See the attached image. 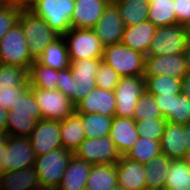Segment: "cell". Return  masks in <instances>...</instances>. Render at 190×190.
<instances>
[{
	"mask_svg": "<svg viewBox=\"0 0 190 190\" xmlns=\"http://www.w3.org/2000/svg\"><path fill=\"white\" fill-rule=\"evenodd\" d=\"M17 22L22 28L29 54L34 60H37L44 49L60 37L42 18L27 7L22 8Z\"/></svg>",
	"mask_w": 190,
	"mask_h": 190,
	"instance_id": "cell-1",
	"label": "cell"
},
{
	"mask_svg": "<svg viewBox=\"0 0 190 190\" xmlns=\"http://www.w3.org/2000/svg\"><path fill=\"white\" fill-rule=\"evenodd\" d=\"M26 7L60 36L71 28L75 0H32Z\"/></svg>",
	"mask_w": 190,
	"mask_h": 190,
	"instance_id": "cell-2",
	"label": "cell"
},
{
	"mask_svg": "<svg viewBox=\"0 0 190 190\" xmlns=\"http://www.w3.org/2000/svg\"><path fill=\"white\" fill-rule=\"evenodd\" d=\"M146 56L118 43L104 47L102 61L112 67L121 77L144 76Z\"/></svg>",
	"mask_w": 190,
	"mask_h": 190,
	"instance_id": "cell-3",
	"label": "cell"
},
{
	"mask_svg": "<svg viewBox=\"0 0 190 190\" xmlns=\"http://www.w3.org/2000/svg\"><path fill=\"white\" fill-rule=\"evenodd\" d=\"M63 38L70 61L103 57L104 46L93 29L70 28Z\"/></svg>",
	"mask_w": 190,
	"mask_h": 190,
	"instance_id": "cell-4",
	"label": "cell"
},
{
	"mask_svg": "<svg viewBox=\"0 0 190 190\" xmlns=\"http://www.w3.org/2000/svg\"><path fill=\"white\" fill-rule=\"evenodd\" d=\"M73 152L57 148L47 154L36 156L34 168L39 176L40 185L58 187Z\"/></svg>",
	"mask_w": 190,
	"mask_h": 190,
	"instance_id": "cell-5",
	"label": "cell"
},
{
	"mask_svg": "<svg viewBox=\"0 0 190 190\" xmlns=\"http://www.w3.org/2000/svg\"><path fill=\"white\" fill-rule=\"evenodd\" d=\"M27 46L25 35L17 22L0 41V64L29 69L35 60L29 54Z\"/></svg>",
	"mask_w": 190,
	"mask_h": 190,
	"instance_id": "cell-6",
	"label": "cell"
},
{
	"mask_svg": "<svg viewBox=\"0 0 190 190\" xmlns=\"http://www.w3.org/2000/svg\"><path fill=\"white\" fill-rule=\"evenodd\" d=\"M188 40L187 26L175 24L157 27L147 56L184 53Z\"/></svg>",
	"mask_w": 190,
	"mask_h": 190,
	"instance_id": "cell-7",
	"label": "cell"
},
{
	"mask_svg": "<svg viewBox=\"0 0 190 190\" xmlns=\"http://www.w3.org/2000/svg\"><path fill=\"white\" fill-rule=\"evenodd\" d=\"M146 90L144 76L121 77L114 91L115 116L133 118L138 99Z\"/></svg>",
	"mask_w": 190,
	"mask_h": 190,
	"instance_id": "cell-8",
	"label": "cell"
},
{
	"mask_svg": "<svg viewBox=\"0 0 190 190\" xmlns=\"http://www.w3.org/2000/svg\"><path fill=\"white\" fill-rule=\"evenodd\" d=\"M70 62L73 75L71 103L75 106L96 87V73L102 58L81 59Z\"/></svg>",
	"mask_w": 190,
	"mask_h": 190,
	"instance_id": "cell-9",
	"label": "cell"
},
{
	"mask_svg": "<svg viewBox=\"0 0 190 190\" xmlns=\"http://www.w3.org/2000/svg\"><path fill=\"white\" fill-rule=\"evenodd\" d=\"M74 155L92 165L115 164L122 157L109 135L102 138H86Z\"/></svg>",
	"mask_w": 190,
	"mask_h": 190,
	"instance_id": "cell-10",
	"label": "cell"
},
{
	"mask_svg": "<svg viewBox=\"0 0 190 190\" xmlns=\"http://www.w3.org/2000/svg\"><path fill=\"white\" fill-rule=\"evenodd\" d=\"M43 119L63 121L75 111V106L58 89L47 90L31 87Z\"/></svg>",
	"mask_w": 190,
	"mask_h": 190,
	"instance_id": "cell-11",
	"label": "cell"
},
{
	"mask_svg": "<svg viewBox=\"0 0 190 190\" xmlns=\"http://www.w3.org/2000/svg\"><path fill=\"white\" fill-rule=\"evenodd\" d=\"M36 160L32 144L27 136H9L3 159V172L17 171L34 166Z\"/></svg>",
	"mask_w": 190,
	"mask_h": 190,
	"instance_id": "cell-12",
	"label": "cell"
},
{
	"mask_svg": "<svg viewBox=\"0 0 190 190\" xmlns=\"http://www.w3.org/2000/svg\"><path fill=\"white\" fill-rule=\"evenodd\" d=\"M28 137L36 156L47 154L57 148H63L60 121L39 120Z\"/></svg>",
	"mask_w": 190,
	"mask_h": 190,
	"instance_id": "cell-13",
	"label": "cell"
},
{
	"mask_svg": "<svg viewBox=\"0 0 190 190\" xmlns=\"http://www.w3.org/2000/svg\"><path fill=\"white\" fill-rule=\"evenodd\" d=\"M124 28L118 8L114 3H110L92 29L105 47L121 43Z\"/></svg>",
	"mask_w": 190,
	"mask_h": 190,
	"instance_id": "cell-14",
	"label": "cell"
},
{
	"mask_svg": "<svg viewBox=\"0 0 190 190\" xmlns=\"http://www.w3.org/2000/svg\"><path fill=\"white\" fill-rule=\"evenodd\" d=\"M187 73L184 53L146 56L145 58L144 76L169 75L170 77L182 79Z\"/></svg>",
	"mask_w": 190,
	"mask_h": 190,
	"instance_id": "cell-15",
	"label": "cell"
},
{
	"mask_svg": "<svg viewBox=\"0 0 190 190\" xmlns=\"http://www.w3.org/2000/svg\"><path fill=\"white\" fill-rule=\"evenodd\" d=\"M116 99L113 90L98 87L75 105L76 113H99L108 117L115 116Z\"/></svg>",
	"mask_w": 190,
	"mask_h": 190,
	"instance_id": "cell-16",
	"label": "cell"
},
{
	"mask_svg": "<svg viewBox=\"0 0 190 190\" xmlns=\"http://www.w3.org/2000/svg\"><path fill=\"white\" fill-rule=\"evenodd\" d=\"M108 5L106 0H75L71 28L92 29Z\"/></svg>",
	"mask_w": 190,
	"mask_h": 190,
	"instance_id": "cell-17",
	"label": "cell"
},
{
	"mask_svg": "<svg viewBox=\"0 0 190 190\" xmlns=\"http://www.w3.org/2000/svg\"><path fill=\"white\" fill-rule=\"evenodd\" d=\"M109 138L114 142L121 156H125L139 138L135 120L114 116Z\"/></svg>",
	"mask_w": 190,
	"mask_h": 190,
	"instance_id": "cell-18",
	"label": "cell"
},
{
	"mask_svg": "<svg viewBox=\"0 0 190 190\" xmlns=\"http://www.w3.org/2000/svg\"><path fill=\"white\" fill-rule=\"evenodd\" d=\"M117 164L118 185L124 190H147L144 164L122 156Z\"/></svg>",
	"mask_w": 190,
	"mask_h": 190,
	"instance_id": "cell-19",
	"label": "cell"
},
{
	"mask_svg": "<svg viewBox=\"0 0 190 190\" xmlns=\"http://www.w3.org/2000/svg\"><path fill=\"white\" fill-rule=\"evenodd\" d=\"M184 125L167 122L161 136L162 154L172 160L184 159L187 154Z\"/></svg>",
	"mask_w": 190,
	"mask_h": 190,
	"instance_id": "cell-20",
	"label": "cell"
},
{
	"mask_svg": "<svg viewBox=\"0 0 190 190\" xmlns=\"http://www.w3.org/2000/svg\"><path fill=\"white\" fill-rule=\"evenodd\" d=\"M156 29L149 20L125 27L121 43L147 56Z\"/></svg>",
	"mask_w": 190,
	"mask_h": 190,
	"instance_id": "cell-21",
	"label": "cell"
},
{
	"mask_svg": "<svg viewBox=\"0 0 190 190\" xmlns=\"http://www.w3.org/2000/svg\"><path fill=\"white\" fill-rule=\"evenodd\" d=\"M91 167L92 164L73 154L58 186V190H83L86 188Z\"/></svg>",
	"mask_w": 190,
	"mask_h": 190,
	"instance_id": "cell-22",
	"label": "cell"
},
{
	"mask_svg": "<svg viewBox=\"0 0 190 190\" xmlns=\"http://www.w3.org/2000/svg\"><path fill=\"white\" fill-rule=\"evenodd\" d=\"M0 185L3 190H32L40 185V182L34 166H31L0 173Z\"/></svg>",
	"mask_w": 190,
	"mask_h": 190,
	"instance_id": "cell-23",
	"label": "cell"
},
{
	"mask_svg": "<svg viewBox=\"0 0 190 190\" xmlns=\"http://www.w3.org/2000/svg\"><path fill=\"white\" fill-rule=\"evenodd\" d=\"M60 136L63 148L73 153L86 139L81 116L75 111L63 121H60Z\"/></svg>",
	"mask_w": 190,
	"mask_h": 190,
	"instance_id": "cell-24",
	"label": "cell"
},
{
	"mask_svg": "<svg viewBox=\"0 0 190 190\" xmlns=\"http://www.w3.org/2000/svg\"><path fill=\"white\" fill-rule=\"evenodd\" d=\"M172 159L160 154L144 164L146 189L147 190H164L165 181L170 169Z\"/></svg>",
	"mask_w": 190,
	"mask_h": 190,
	"instance_id": "cell-25",
	"label": "cell"
},
{
	"mask_svg": "<svg viewBox=\"0 0 190 190\" xmlns=\"http://www.w3.org/2000/svg\"><path fill=\"white\" fill-rule=\"evenodd\" d=\"M37 61L44 66L55 70H63L70 67L69 53L63 36H60L48 45Z\"/></svg>",
	"mask_w": 190,
	"mask_h": 190,
	"instance_id": "cell-26",
	"label": "cell"
},
{
	"mask_svg": "<svg viewBox=\"0 0 190 190\" xmlns=\"http://www.w3.org/2000/svg\"><path fill=\"white\" fill-rule=\"evenodd\" d=\"M114 4L125 27L148 20L149 0H118Z\"/></svg>",
	"mask_w": 190,
	"mask_h": 190,
	"instance_id": "cell-27",
	"label": "cell"
},
{
	"mask_svg": "<svg viewBox=\"0 0 190 190\" xmlns=\"http://www.w3.org/2000/svg\"><path fill=\"white\" fill-rule=\"evenodd\" d=\"M117 181V164L92 165L86 188L92 190H110Z\"/></svg>",
	"mask_w": 190,
	"mask_h": 190,
	"instance_id": "cell-28",
	"label": "cell"
},
{
	"mask_svg": "<svg viewBox=\"0 0 190 190\" xmlns=\"http://www.w3.org/2000/svg\"><path fill=\"white\" fill-rule=\"evenodd\" d=\"M59 71L41 65L37 60L28 69V83L30 87L47 90L58 89Z\"/></svg>",
	"mask_w": 190,
	"mask_h": 190,
	"instance_id": "cell-29",
	"label": "cell"
},
{
	"mask_svg": "<svg viewBox=\"0 0 190 190\" xmlns=\"http://www.w3.org/2000/svg\"><path fill=\"white\" fill-rule=\"evenodd\" d=\"M148 20L156 27L177 24L173 0H149Z\"/></svg>",
	"mask_w": 190,
	"mask_h": 190,
	"instance_id": "cell-30",
	"label": "cell"
},
{
	"mask_svg": "<svg viewBox=\"0 0 190 190\" xmlns=\"http://www.w3.org/2000/svg\"><path fill=\"white\" fill-rule=\"evenodd\" d=\"M81 116L86 138H102L109 135L113 117L99 113H77Z\"/></svg>",
	"mask_w": 190,
	"mask_h": 190,
	"instance_id": "cell-31",
	"label": "cell"
},
{
	"mask_svg": "<svg viewBox=\"0 0 190 190\" xmlns=\"http://www.w3.org/2000/svg\"><path fill=\"white\" fill-rule=\"evenodd\" d=\"M145 88L153 95H178L182 93V80L169 75L144 76Z\"/></svg>",
	"mask_w": 190,
	"mask_h": 190,
	"instance_id": "cell-32",
	"label": "cell"
},
{
	"mask_svg": "<svg viewBox=\"0 0 190 190\" xmlns=\"http://www.w3.org/2000/svg\"><path fill=\"white\" fill-rule=\"evenodd\" d=\"M164 190H190V169L184 159L172 160Z\"/></svg>",
	"mask_w": 190,
	"mask_h": 190,
	"instance_id": "cell-33",
	"label": "cell"
},
{
	"mask_svg": "<svg viewBox=\"0 0 190 190\" xmlns=\"http://www.w3.org/2000/svg\"><path fill=\"white\" fill-rule=\"evenodd\" d=\"M160 154H162L160 141L139 136L133 147L125 154V157L140 164H146Z\"/></svg>",
	"mask_w": 190,
	"mask_h": 190,
	"instance_id": "cell-34",
	"label": "cell"
},
{
	"mask_svg": "<svg viewBox=\"0 0 190 190\" xmlns=\"http://www.w3.org/2000/svg\"><path fill=\"white\" fill-rule=\"evenodd\" d=\"M7 115L29 116L37 122L43 119L40 107L30 86L16 97L14 106H11V110L8 111Z\"/></svg>",
	"mask_w": 190,
	"mask_h": 190,
	"instance_id": "cell-35",
	"label": "cell"
},
{
	"mask_svg": "<svg viewBox=\"0 0 190 190\" xmlns=\"http://www.w3.org/2000/svg\"><path fill=\"white\" fill-rule=\"evenodd\" d=\"M16 86H29L28 69L0 64V88H12Z\"/></svg>",
	"mask_w": 190,
	"mask_h": 190,
	"instance_id": "cell-36",
	"label": "cell"
},
{
	"mask_svg": "<svg viewBox=\"0 0 190 190\" xmlns=\"http://www.w3.org/2000/svg\"><path fill=\"white\" fill-rule=\"evenodd\" d=\"M165 119L154 95L145 90L138 99L133 115L134 120Z\"/></svg>",
	"mask_w": 190,
	"mask_h": 190,
	"instance_id": "cell-37",
	"label": "cell"
},
{
	"mask_svg": "<svg viewBox=\"0 0 190 190\" xmlns=\"http://www.w3.org/2000/svg\"><path fill=\"white\" fill-rule=\"evenodd\" d=\"M164 118L172 124L186 125L190 123V98L183 93L174 95L171 110Z\"/></svg>",
	"mask_w": 190,
	"mask_h": 190,
	"instance_id": "cell-38",
	"label": "cell"
},
{
	"mask_svg": "<svg viewBox=\"0 0 190 190\" xmlns=\"http://www.w3.org/2000/svg\"><path fill=\"white\" fill-rule=\"evenodd\" d=\"M24 6L18 3L2 2L0 4V41L3 36L17 23Z\"/></svg>",
	"mask_w": 190,
	"mask_h": 190,
	"instance_id": "cell-39",
	"label": "cell"
},
{
	"mask_svg": "<svg viewBox=\"0 0 190 190\" xmlns=\"http://www.w3.org/2000/svg\"><path fill=\"white\" fill-rule=\"evenodd\" d=\"M7 129L9 136H29L37 121L29 116L7 115Z\"/></svg>",
	"mask_w": 190,
	"mask_h": 190,
	"instance_id": "cell-40",
	"label": "cell"
},
{
	"mask_svg": "<svg viewBox=\"0 0 190 190\" xmlns=\"http://www.w3.org/2000/svg\"><path fill=\"white\" fill-rule=\"evenodd\" d=\"M139 136L146 139L160 141L164 132L166 119L135 120Z\"/></svg>",
	"mask_w": 190,
	"mask_h": 190,
	"instance_id": "cell-41",
	"label": "cell"
},
{
	"mask_svg": "<svg viewBox=\"0 0 190 190\" xmlns=\"http://www.w3.org/2000/svg\"><path fill=\"white\" fill-rule=\"evenodd\" d=\"M121 76L103 61L96 73V87L105 90H114Z\"/></svg>",
	"mask_w": 190,
	"mask_h": 190,
	"instance_id": "cell-42",
	"label": "cell"
},
{
	"mask_svg": "<svg viewBox=\"0 0 190 190\" xmlns=\"http://www.w3.org/2000/svg\"><path fill=\"white\" fill-rule=\"evenodd\" d=\"M29 86H16L12 88H0V106L7 112L14 106L16 97L24 92Z\"/></svg>",
	"mask_w": 190,
	"mask_h": 190,
	"instance_id": "cell-43",
	"label": "cell"
},
{
	"mask_svg": "<svg viewBox=\"0 0 190 190\" xmlns=\"http://www.w3.org/2000/svg\"><path fill=\"white\" fill-rule=\"evenodd\" d=\"M177 24L188 26L190 24V0H173Z\"/></svg>",
	"mask_w": 190,
	"mask_h": 190,
	"instance_id": "cell-44",
	"label": "cell"
},
{
	"mask_svg": "<svg viewBox=\"0 0 190 190\" xmlns=\"http://www.w3.org/2000/svg\"><path fill=\"white\" fill-rule=\"evenodd\" d=\"M73 86V75L71 73V69L66 68L63 70H59V78H58V90L63 93L67 98L71 101V91Z\"/></svg>",
	"mask_w": 190,
	"mask_h": 190,
	"instance_id": "cell-45",
	"label": "cell"
},
{
	"mask_svg": "<svg viewBox=\"0 0 190 190\" xmlns=\"http://www.w3.org/2000/svg\"><path fill=\"white\" fill-rule=\"evenodd\" d=\"M161 113L165 117L171 110L172 99L174 95H154Z\"/></svg>",
	"mask_w": 190,
	"mask_h": 190,
	"instance_id": "cell-46",
	"label": "cell"
},
{
	"mask_svg": "<svg viewBox=\"0 0 190 190\" xmlns=\"http://www.w3.org/2000/svg\"><path fill=\"white\" fill-rule=\"evenodd\" d=\"M181 80H182V93L190 98V73L188 72Z\"/></svg>",
	"mask_w": 190,
	"mask_h": 190,
	"instance_id": "cell-47",
	"label": "cell"
},
{
	"mask_svg": "<svg viewBox=\"0 0 190 190\" xmlns=\"http://www.w3.org/2000/svg\"><path fill=\"white\" fill-rule=\"evenodd\" d=\"M7 114L8 112L2 106H0V130L2 131H6L7 129Z\"/></svg>",
	"mask_w": 190,
	"mask_h": 190,
	"instance_id": "cell-48",
	"label": "cell"
},
{
	"mask_svg": "<svg viewBox=\"0 0 190 190\" xmlns=\"http://www.w3.org/2000/svg\"><path fill=\"white\" fill-rule=\"evenodd\" d=\"M184 55H185V59H186L187 71L190 73V38H189L186 48L184 50Z\"/></svg>",
	"mask_w": 190,
	"mask_h": 190,
	"instance_id": "cell-49",
	"label": "cell"
},
{
	"mask_svg": "<svg viewBox=\"0 0 190 190\" xmlns=\"http://www.w3.org/2000/svg\"><path fill=\"white\" fill-rule=\"evenodd\" d=\"M184 132L186 137V147H187V153H190V123L184 125Z\"/></svg>",
	"mask_w": 190,
	"mask_h": 190,
	"instance_id": "cell-50",
	"label": "cell"
},
{
	"mask_svg": "<svg viewBox=\"0 0 190 190\" xmlns=\"http://www.w3.org/2000/svg\"><path fill=\"white\" fill-rule=\"evenodd\" d=\"M6 148H7V141L5 143L0 144V173L3 172V159L5 156Z\"/></svg>",
	"mask_w": 190,
	"mask_h": 190,
	"instance_id": "cell-51",
	"label": "cell"
},
{
	"mask_svg": "<svg viewBox=\"0 0 190 190\" xmlns=\"http://www.w3.org/2000/svg\"><path fill=\"white\" fill-rule=\"evenodd\" d=\"M32 0H6V2H10V3H18L20 5H23L24 7H26Z\"/></svg>",
	"mask_w": 190,
	"mask_h": 190,
	"instance_id": "cell-52",
	"label": "cell"
},
{
	"mask_svg": "<svg viewBox=\"0 0 190 190\" xmlns=\"http://www.w3.org/2000/svg\"><path fill=\"white\" fill-rule=\"evenodd\" d=\"M9 137V134L7 131L0 130V144L5 143Z\"/></svg>",
	"mask_w": 190,
	"mask_h": 190,
	"instance_id": "cell-53",
	"label": "cell"
},
{
	"mask_svg": "<svg viewBox=\"0 0 190 190\" xmlns=\"http://www.w3.org/2000/svg\"><path fill=\"white\" fill-rule=\"evenodd\" d=\"M32 190H58V187L38 185Z\"/></svg>",
	"mask_w": 190,
	"mask_h": 190,
	"instance_id": "cell-54",
	"label": "cell"
},
{
	"mask_svg": "<svg viewBox=\"0 0 190 190\" xmlns=\"http://www.w3.org/2000/svg\"><path fill=\"white\" fill-rule=\"evenodd\" d=\"M184 160L186 161L187 166H188L189 169H190V153H187V154H186Z\"/></svg>",
	"mask_w": 190,
	"mask_h": 190,
	"instance_id": "cell-55",
	"label": "cell"
},
{
	"mask_svg": "<svg viewBox=\"0 0 190 190\" xmlns=\"http://www.w3.org/2000/svg\"><path fill=\"white\" fill-rule=\"evenodd\" d=\"M110 190H124L122 189L118 184L115 185L113 188H111Z\"/></svg>",
	"mask_w": 190,
	"mask_h": 190,
	"instance_id": "cell-56",
	"label": "cell"
},
{
	"mask_svg": "<svg viewBox=\"0 0 190 190\" xmlns=\"http://www.w3.org/2000/svg\"><path fill=\"white\" fill-rule=\"evenodd\" d=\"M109 4L110 3H115V2H117L118 0H106Z\"/></svg>",
	"mask_w": 190,
	"mask_h": 190,
	"instance_id": "cell-57",
	"label": "cell"
},
{
	"mask_svg": "<svg viewBox=\"0 0 190 190\" xmlns=\"http://www.w3.org/2000/svg\"><path fill=\"white\" fill-rule=\"evenodd\" d=\"M187 27H188L189 38H190V24Z\"/></svg>",
	"mask_w": 190,
	"mask_h": 190,
	"instance_id": "cell-58",
	"label": "cell"
}]
</instances>
